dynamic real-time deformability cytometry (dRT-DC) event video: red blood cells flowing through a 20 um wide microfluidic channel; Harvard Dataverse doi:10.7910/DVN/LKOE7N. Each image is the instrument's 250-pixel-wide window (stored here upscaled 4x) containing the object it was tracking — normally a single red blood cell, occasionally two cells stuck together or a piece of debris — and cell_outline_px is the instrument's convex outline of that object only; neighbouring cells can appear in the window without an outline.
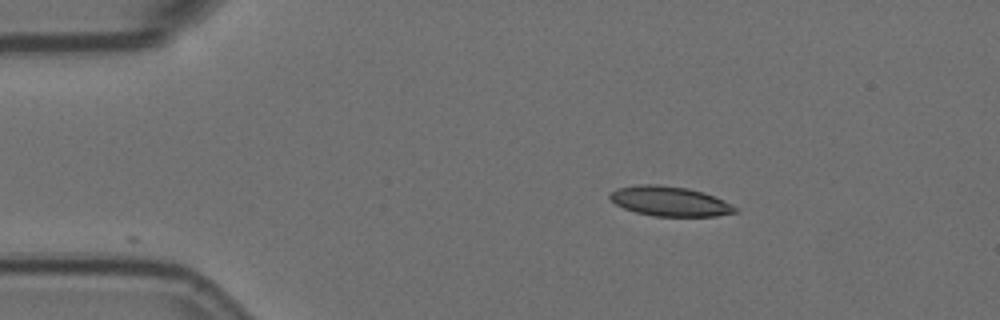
{"species": "Egyptian fruit bat (a non-hibernating species)", "species_latin": "Rousettus aegyptiacus", "temperature_condition": "room temperature", "stored_images_in_passage": 3, "camera_frame_rate_fps": 3000, "um_per_image_px": 0.085, "animal": {"sex": "female"}, "frame": {"image": 1, "passage_image": 1, "time_ms": 0.0, "image_size_px": [1000, 320], "cell_outline_px": [[740, 212], [716, 216], [652, 216], [636, 212], [624, 208], [616, 204], [608, 196], [612, 192], [620, 188], [636, 184], [660, 184], [688, 188], [704, 192], [724, 200], [740, 208]], "centroid_in_image_um": [57.0, 17.11], "position_along_channel_um": 28.0, "area_um2": 21.91}}